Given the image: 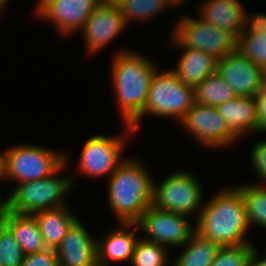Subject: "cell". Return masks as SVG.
I'll use <instances>...</instances> for the list:
<instances>
[{
	"instance_id": "5b68a950",
	"label": "cell",
	"mask_w": 266,
	"mask_h": 266,
	"mask_svg": "<svg viewBox=\"0 0 266 266\" xmlns=\"http://www.w3.org/2000/svg\"><path fill=\"white\" fill-rule=\"evenodd\" d=\"M193 104V87L181 82L171 69L162 71L158 68L152 77L145 107L130 127L137 132L143 117L149 115L180 122Z\"/></svg>"
},
{
	"instance_id": "5bb4252c",
	"label": "cell",
	"mask_w": 266,
	"mask_h": 266,
	"mask_svg": "<svg viewBox=\"0 0 266 266\" xmlns=\"http://www.w3.org/2000/svg\"><path fill=\"white\" fill-rule=\"evenodd\" d=\"M217 73L239 97L255 96L266 84L264 70L238 49L217 61Z\"/></svg>"
},
{
	"instance_id": "e575fe53",
	"label": "cell",
	"mask_w": 266,
	"mask_h": 266,
	"mask_svg": "<svg viewBox=\"0 0 266 266\" xmlns=\"http://www.w3.org/2000/svg\"><path fill=\"white\" fill-rule=\"evenodd\" d=\"M8 2L9 0H0V14L1 15L5 11L4 9H6V5L8 4Z\"/></svg>"
},
{
	"instance_id": "d590c367",
	"label": "cell",
	"mask_w": 266,
	"mask_h": 266,
	"mask_svg": "<svg viewBox=\"0 0 266 266\" xmlns=\"http://www.w3.org/2000/svg\"><path fill=\"white\" fill-rule=\"evenodd\" d=\"M178 8H180V6H187V5H184L187 1L186 0H171Z\"/></svg>"
},
{
	"instance_id": "8992f818",
	"label": "cell",
	"mask_w": 266,
	"mask_h": 266,
	"mask_svg": "<svg viewBox=\"0 0 266 266\" xmlns=\"http://www.w3.org/2000/svg\"><path fill=\"white\" fill-rule=\"evenodd\" d=\"M4 180L15 184L48 177L64 162L65 153L55 148L21 144L4 150Z\"/></svg>"
},
{
	"instance_id": "ba28073f",
	"label": "cell",
	"mask_w": 266,
	"mask_h": 266,
	"mask_svg": "<svg viewBox=\"0 0 266 266\" xmlns=\"http://www.w3.org/2000/svg\"><path fill=\"white\" fill-rule=\"evenodd\" d=\"M123 127L122 136L93 135L85 141L76 162L79 174L91 178H108L116 171L126 159L122 156L126 142L130 134L135 133L129 125L124 124Z\"/></svg>"
},
{
	"instance_id": "d6986e66",
	"label": "cell",
	"mask_w": 266,
	"mask_h": 266,
	"mask_svg": "<svg viewBox=\"0 0 266 266\" xmlns=\"http://www.w3.org/2000/svg\"><path fill=\"white\" fill-rule=\"evenodd\" d=\"M218 111L224 118L231 131L239 138L257 134V111L254 96H237L219 104Z\"/></svg>"
},
{
	"instance_id": "f1b7e54d",
	"label": "cell",
	"mask_w": 266,
	"mask_h": 266,
	"mask_svg": "<svg viewBox=\"0 0 266 266\" xmlns=\"http://www.w3.org/2000/svg\"><path fill=\"white\" fill-rule=\"evenodd\" d=\"M0 256L3 266H21L25 254L11 231L0 222Z\"/></svg>"
},
{
	"instance_id": "d6a6232c",
	"label": "cell",
	"mask_w": 266,
	"mask_h": 266,
	"mask_svg": "<svg viewBox=\"0 0 266 266\" xmlns=\"http://www.w3.org/2000/svg\"><path fill=\"white\" fill-rule=\"evenodd\" d=\"M0 197V222L2 221L4 211L6 210V200Z\"/></svg>"
},
{
	"instance_id": "8fae6325",
	"label": "cell",
	"mask_w": 266,
	"mask_h": 266,
	"mask_svg": "<svg viewBox=\"0 0 266 266\" xmlns=\"http://www.w3.org/2000/svg\"><path fill=\"white\" fill-rule=\"evenodd\" d=\"M143 238L170 249L180 248L196 232L186 215L162 210L150 205L137 222Z\"/></svg>"
},
{
	"instance_id": "83f0119b",
	"label": "cell",
	"mask_w": 266,
	"mask_h": 266,
	"mask_svg": "<svg viewBox=\"0 0 266 266\" xmlns=\"http://www.w3.org/2000/svg\"><path fill=\"white\" fill-rule=\"evenodd\" d=\"M255 246L254 243L221 246L211 266H249L250 255Z\"/></svg>"
},
{
	"instance_id": "836d02e7",
	"label": "cell",
	"mask_w": 266,
	"mask_h": 266,
	"mask_svg": "<svg viewBox=\"0 0 266 266\" xmlns=\"http://www.w3.org/2000/svg\"><path fill=\"white\" fill-rule=\"evenodd\" d=\"M0 180L4 182V167H3V153L2 152H0Z\"/></svg>"
},
{
	"instance_id": "2e32d148",
	"label": "cell",
	"mask_w": 266,
	"mask_h": 266,
	"mask_svg": "<svg viewBox=\"0 0 266 266\" xmlns=\"http://www.w3.org/2000/svg\"><path fill=\"white\" fill-rule=\"evenodd\" d=\"M116 229L107 231L97 238V266H111L115 262L130 264L136 242L140 235L137 223H117Z\"/></svg>"
},
{
	"instance_id": "52a82bcc",
	"label": "cell",
	"mask_w": 266,
	"mask_h": 266,
	"mask_svg": "<svg viewBox=\"0 0 266 266\" xmlns=\"http://www.w3.org/2000/svg\"><path fill=\"white\" fill-rule=\"evenodd\" d=\"M198 177L187 170H175L156 184L153 180L152 206L198 218L204 203V191ZM193 214V215H191Z\"/></svg>"
},
{
	"instance_id": "d4e9b609",
	"label": "cell",
	"mask_w": 266,
	"mask_h": 266,
	"mask_svg": "<svg viewBox=\"0 0 266 266\" xmlns=\"http://www.w3.org/2000/svg\"><path fill=\"white\" fill-rule=\"evenodd\" d=\"M119 6L125 22H140L148 19H156L162 12L175 8L171 0H114ZM142 20V21H141Z\"/></svg>"
},
{
	"instance_id": "ac0fdd59",
	"label": "cell",
	"mask_w": 266,
	"mask_h": 266,
	"mask_svg": "<svg viewBox=\"0 0 266 266\" xmlns=\"http://www.w3.org/2000/svg\"><path fill=\"white\" fill-rule=\"evenodd\" d=\"M169 36L170 44L182 50L176 67L171 68L181 82L194 88L206 77L217 72L218 59L213 55L198 49L183 47L172 35Z\"/></svg>"
},
{
	"instance_id": "ffe728a7",
	"label": "cell",
	"mask_w": 266,
	"mask_h": 266,
	"mask_svg": "<svg viewBox=\"0 0 266 266\" xmlns=\"http://www.w3.org/2000/svg\"><path fill=\"white\" fill-rule=\"evenodd\" d=\"M71 209L70 205H65L33 214L46 248L56 249L66 236L69 228L78 219Z\"/></svg>"
},
{
	"instance_id": "9a60e30c",
	"label": "cell",
	"mask_w": 266,
	"mask_h": 266,
	"mask_svg": "<svg viewBox=\"0 0 266 266\" xmlns=\"http://www.w3.org/2000/svg\"><path fill=\"white\" fill-rule=\"evenodd\" d=\"M59 266H97V238L77 219L56 248Z\"/></svg>"
},
{
	"instance_id": "8d00e7d4",
	"label": "cell",
	"mask_w": 266,
	"mask_h": 266,
	"mask_svg": "<svg viewBox=\"0 0 266 266\" xmlns=\"http://www.w3.org/2000/svg\"><path fill=\"white\" fill-rule=\"evenodd\" d=\"M46 0H36L35 7L33 8L34 12L45 2Z\"/></svg>"
},
{
	"instance_id": "44dd1931",
	"label": "cell",
	"mask_w": 266,
	"mask_h": 266,
	"mask_svg": "<svg viewBox=\"0 0 266 266\" xmlns=\"http://www.w3.org/2000/svg\"><path fill=\"white\" fill-rule=\"evenodd\" d=\"M237 49L254 64L266 69V14L251 15L245 30L239 35Z\"/></svg>"
},
{
	"instance_id": "cb8c5ba5",
	"label": "cell",
	"mask_w": 266,
	"mask_h": 266,
	"mask_svg": "<svg viewBox=\"0 0 266 266\" xmlns=\"http://www.w3.org/2000/svg\"><path fill=\"white\" fill-rule=\"evenodd\" d=\"M194 89V103L215 106L237 97L233 87L215 72L199 82Z\"/></svg>"
},
{
	"instance_id": "4dcf8cb0",
	"label": "cell",
	"mask_w": 266,
	"mask_h": 266,
	"mask_svg": "<svg viewBox=\"0 0 266 266\" xmlns=\"http://www.w3.org/2000/svg\"><path fill=\"white\" fill-rule=\"evenodd\" d=\"M257 111V134H266V84L261 91L254 96Z\"/></svg>"
},
{
	"instance_id": "f546056e",
	"label": "cell",
	"mask_w": 266,
	"mask_h": 266,
	"mask_svg": "<svg viewBox=\"0 0 266 266\" xmlns=\"http://www.w3.org/2000/svg\"><path fill=\"white\" fill-rule=\"evenodd\" d=\"M21 266H59L56 249L45 248L25 255Z\"/></svg>"
},
{
	"instance_id": "1f68e13d",
	"label": "cell",
	"mask_w": 266,
	"mask_h": 266,
	"mask_svg": "<svg viewBox=\"0 0 266 266\" xmlns=\"http://www.w3.org/2000/svg\"><path fill=\"white\" fill-rule=\"evenodd\" d=\"M261 256L257 246H255L250 255L249 266H266V254Z\"/></svg>"
},
{
	"instance_id": "7c38bea8",
	"label": "cell",
	"mask_w": 266,
	"mask_h": 266,
	"mask_svg": "<svg viewBox=\"0 0 266 266\" xmlns=\"http://www.w3.org/2000/svg\"><path fill=\"white\" fill-rule=\"evenodd\" d=\"M128 24L114 0H102L80 29L86 54H97L126 30Z\"/></svg>"
},
{
	"instance_id": "603a6c76",
	"label": "cell",
	"mask_w": 266,
	"mask_h": 266,
	"mask_svg": "<svg viewBox=\"0 0 266 266\" xmlns=\"http://www.w3.org/2000/svg\"><path fill=\"white\" fill-rule=\"evenodd\" d=\"M184 247V248H183ZM221 246L194 233L180 248L183 250L171 266H211Z\"/></svg>"
},
{
	"instance_id": "9c48e42d",
	"label": "cell",
	"mask_w": 266,
	"mask_h": 266,
	"mask_svg": "<svg viewBox=\"0 0 266 266\" xmlns=\"http://www.w3.org/2000/svg\"><path fill=\"white\" fill-rule=\"evenodd\" d=\"M171 32L183 47L204 51L218 60L237 50L238 39L233 34L210 25L200 17L179 16Z\"/></svg>"
},
{
	"instance_id": "7a4b0ae2",
	"label": "cell",
	"mask_w": 266,
	"mask_h": 266,
	"mask_svg": "<svg viewBox=\"0 0 266 266\" xmlns=\"http://www.w3.org/2000/svg\"><path fill=\"white\" fill-rule=\"evenodd\" d=\"M111 82L123 125H131L145 107L148 90L156 70L153 61L128 49L115 51L111 59Z\"/></svg>"
},
{
	"instance_id": "30bf717a",
	"label": "cell",
	"mask_w": 266,
	"mask_h": 266,
	"mask_svg": "<svg viewBox=\"0 0 266 266\" xmlns=\"http://www.w3.org/2000/svg\"><path fill=\"white\" fill-rule=\"evenodd\" d=\"M178 125L204 148L226 149L240 141L215 106L194 103Z\"/></svg>"
},
{
	"instance_id": "277c9868",
	"label": "cell",
	"mask_w": 266,
	"mask_h": 266,
	"mask_svg": "<svg viewBox=\"0 0 266 266\" xmlns=\"http://www.w3.org/2000/svg\"><path fill=\"white\" fill-rule=\"evenodd\" d=\"M67 156L65 153V162L48 177L16 184L5 197L6 210L22 215H33L42 210L69 205L66 200L67 195L74 190L77 180L71 175L66 177L61 175L69 165Z\"/></svg>"
},
{
	"instance_id": "3957f363",
	"label": "cell",
	"mask_w": 266,
	"mask_h": 266,
	"mask_svg": "<svg viewBox=\"0 0 266 266\" xmlns=\"http://www.w3.org/2000/svg\"><path fill=\"white\" fill-rule=\"evenodd\" d=\"M143 162L133 157L108 179V201L118 223H137L153 202V178Z\"/></svg>"
},
{
	"instance_id": "e0dca14e",
	"label": "cell",
	"mask_w": 266,
	"mask_h": 266,
	"mask_svg": "<svg viewBox=\"0 0 266 266\" xmlns=\"http://www.w3.org/2000/svg\"><path fill=\"white\" fill-rule=\"evenodd\" d=\"M203 2V3H202ZM199 17L210 25L233 34L237 39L249 23L251 13L240 0H203Z\"/></svg>"
},
{
	"instance_id": "4fadbf2b",
	"label": "cell",
	"mask_w": 266,
	"mask_h": 266,
	"mask_svg": "<svg viewBox=\"0 0 266 266\" xmlns=\"http://www.w3.org/2000/svg\"><path fill=\"white\" fill-rule=\"evenodd\" d=\"M102 0H46L36 11L40 20L52 22L60 38L80 31ZM74 33V34H73ZM62 36V37H61Z\"/></svg>"
},
{
	"instance_id": "484cf974",
	"label": "cell",
	"mask_w": 266,
	"mask_h": 266,
	"mask_svg": "<svg viewBox=\"0 0 266 266\" xmlns=\"http://www.w3.org/2000/svg\"><path fill=\"white\" fill-rule=\"evenodd\" d=\"M242 192L249 225L266 229V186L260 183L236 185Z\"/></svg>"
},
{
	"instance_id": "7402d4cb",
	"label": "cell",
	"mask_w": 266,
	"mask_h": 266,
	"mask_svg": "<svg viewBox=\"0 0 266 266\" xmlns=\"http://www.w3.org/2000/svg\"><path fill=\"white\" fill-rule=\"evenodd\" d=\"M1 222L11 231L25 255L46 248L33 215H22L5 210Z\"/></svg>"
},
{
	"instance_id": "4316f807",
	"label": "cell",
	"mask_w": 266,
	"mask_h": 266,
	"mask_svg": "<svg viewBox=\"0 0 266 266\" xmlns=\"http://www.w3.org/2000/svg\"><path fill=\"white\" fill-rule=\"evenodd\" d=\"M169 248L154 241L147 240L141 235L138 238L130 266H168Z\"/></svg>"
},
{
	"instance_id": "6da1fadb",
	"label": "cell",
	"mask_w": 266,
	"mask_h": 266,
	"mask_svg": "<svg viewBox=\"0 0 266 266\" xmlns=\"http://www.w3.org/2000/svg\"><path fill=\"white\" fill-rule=\"evenodd\" d=\"M215 193L195 218L196 233L220 246L253 243L247 239L251 227L241 190L234 185Z\"/></svg>"
},
{
	"instance_id": "74e56055",
	"label": "cell",
	"mask_w": 266,
	"mask_h": 266,
	"mask_svg": "<svg viewBox=\"0 0 266 266\" xmlns=\"http://www.w3.org/2000/svg\"><path fill=\"white\" fill-rule=\"evenodd\" d=\"M0 266H3V263H2V261H1V256H0Z\"/></svg>"
}]
</instances>
